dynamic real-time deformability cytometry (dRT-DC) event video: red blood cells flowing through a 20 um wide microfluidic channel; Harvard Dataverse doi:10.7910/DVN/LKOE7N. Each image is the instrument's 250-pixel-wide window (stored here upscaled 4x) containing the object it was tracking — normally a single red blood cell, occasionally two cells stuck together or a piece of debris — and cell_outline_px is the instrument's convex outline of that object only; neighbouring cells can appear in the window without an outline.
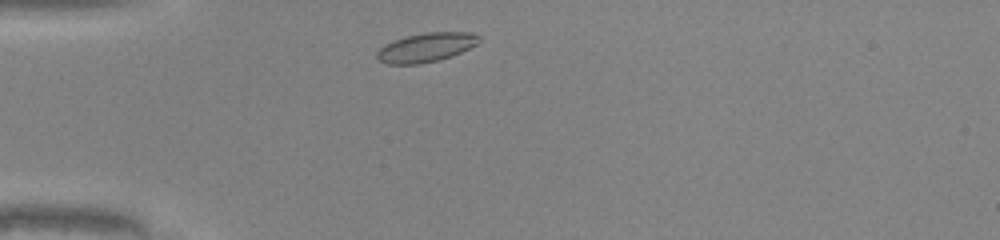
{"species": "common noctule bat (a hibernating species)", "species_latin": "Nyctalus noctula", "temperature_condition": "warm", "stored_images_in_passage": 30, "camera_frame_rate_fps": 3000, "um_per_image_px": 0.085, "animal": {"sex": "male", "body_mass_g": 20.0, "forearm_length_mm": 53.3}, "frame": {"image": 1, "passage_image": 2, "time_ms": 0.333, "image_size_px": [1000, 240], "cell_outline_px": [[480, 40], [476, 44], [460, 52], [436, 60], [420, 64], [388, 64], [380, 60], [376, 56], [376, 52], [384, 44], [408, 36], [424, 32], [472, 32], [480, 36]], "centroid_in_image_um": [36.21, 4.02], "position_along_channel_um": 48.8, "area_um2": 16.99}}
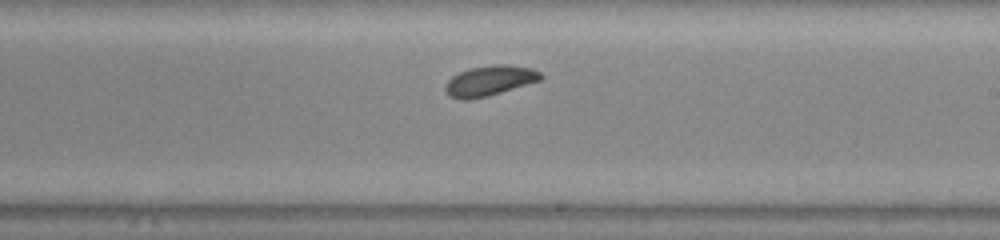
{"frame": {"image": 2, "passage_image": 18, "time_ms": 5.667, "image_size_px": [1000, 240], "cell_outline_px": [[544, 76], [540, 80], [488, 96], [468, 100], [460, 100], [448, 96], [444, 88], [444, 84], [452, 76], [468, 68], [496, 64], [508, 64], [532, 68], [540, 72]], "centroid_in_image_um": [41.58, 6.86], "position_along_channel_um": 247.4, "area_um2": 16.94}}
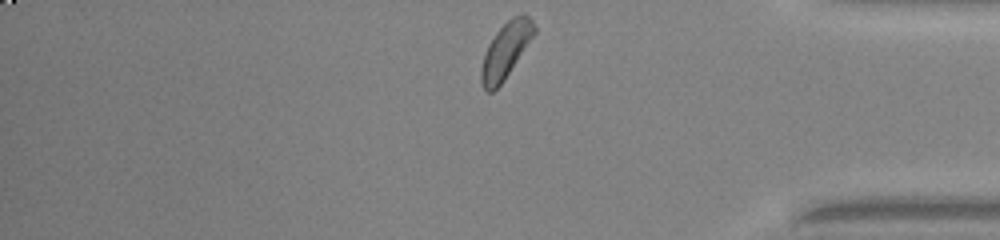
{"frame": {"image": 3, "passage_image": 30, "time_ms": 9.667, "image_size_px": [1000, 240], "cell_outline_px": [[536, 32], [504, 80], [492, 92], [488, 92], [480, 84], [480, 68], [488, 44], [496, 32], [512, 16], [520, 12], [524, 12], [532, 20], [536, 28]], "centroid_in_image_um": [42.98, 4.26], "position_along_channel_um": 392.2, "area_um2": 17.17}, "authors_computed_cell_mechanics": {"area_um2": 16.6464, "velocity_mm_per_s": 4.1042, "shape_relaxation_time_tau1_ms": 3.3443, "shape_relaxation_time_tau2_ms": null, "deformation_change_tau1": 0.1092, "deformation_change_tau2": null}}